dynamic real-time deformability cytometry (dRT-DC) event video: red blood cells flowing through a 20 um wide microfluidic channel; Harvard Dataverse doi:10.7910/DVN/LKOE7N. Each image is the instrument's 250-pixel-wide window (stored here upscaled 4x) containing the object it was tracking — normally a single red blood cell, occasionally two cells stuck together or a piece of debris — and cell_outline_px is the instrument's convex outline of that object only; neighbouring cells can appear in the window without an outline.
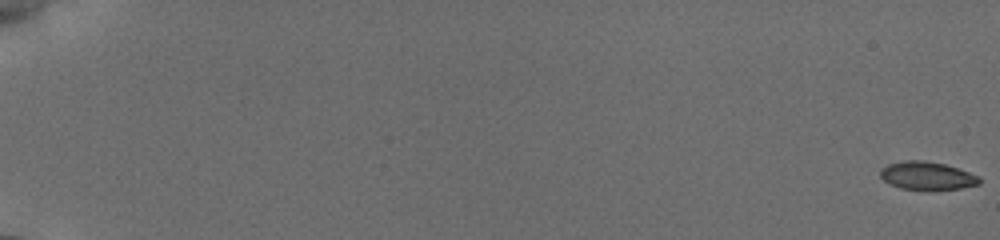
{"species": "common noctule bat (a hibernating species)", "species_latin": "Nyctalus noctula", "temperature_condition": "cold", "stored_images_in_passage": 57, "camera_frame_rate_fps": 3000, "um_per_image_px": 0.085, "animal": {"sex": "female", "body_mass_g": 19.5, "forearm_length_mm": 54.1}, "frame": {"image": 1, "passage_image": 1, "time_ms": 0.0, "image_size_px": [1000, 240], "cell_outline_px": [[980, 184], [960, 188], [900, 188], [884, 180], [880, 176], [880, 168], [888, 164], [904, 160], [924, 160], [944, 164], [980, 176]], "centroid_in_image_um": [78.78, 14.9], "position_along_channel_um": 6.2, "area_um2": 15.72}}
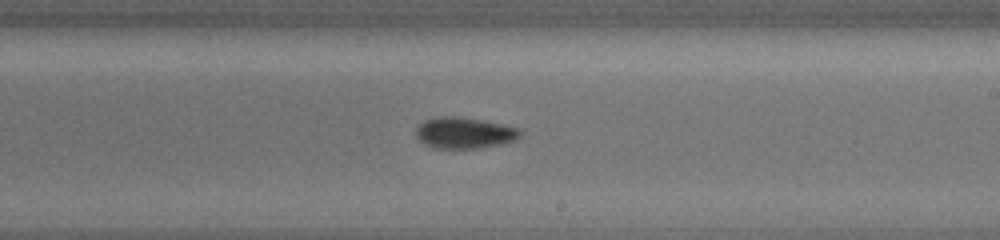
{"frame": {"image": 2, "passage_image": 33, "time_ms": 12.0, "image_size_px": [1000, 240], "cell_outline_px": [[524, 132], [516, 140], [504, 144], [480, 148], [436, 148], [424, 144], [416, 136], [416, 128], [424, 120], [440, 116], [456, 116], [484, 120], [504, 124], [520, 128]], "centroid_in_image_um": [39.53, 11.29], "position_along_channel_um": 249.5, "area_um2": 19.25}}
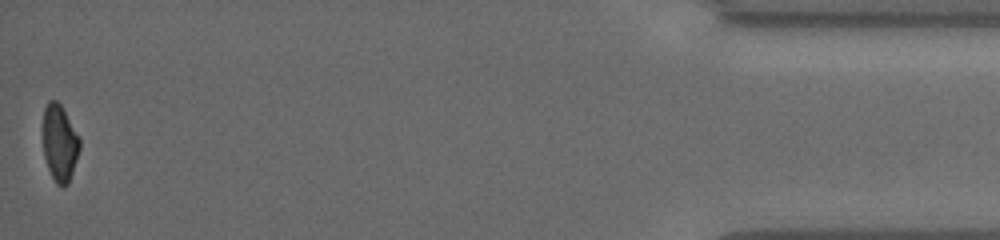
{"frame": {"image": 3, "passage_image": 57, "time_ms": 18.667, "image_size_px": [1000, 240], "cell_outline_px": [[80, 148], [68, 184], [64, 188], [60, 188], [56, 184], [48, 168], [44, 156], [44, 108], [48, 100], [56, 100], [60, 104], [80, 136]], "centroid_in_image_um": [5.09, 12.17], "position_along_channel_um": 430.1, "area_um2": 16.36}, "authors_computed_cell_mechanics": {"area_um2": 17.5134, "velocity_mm_per_s": 3.8329, "shape_relaxation_time_tau1_ms": 4.3143, "shape_relaxation_time_tau2_ms": 4.6197, "deformation_change_tau1": 0.1025, "deformation_change_tau2": 0.0759}}